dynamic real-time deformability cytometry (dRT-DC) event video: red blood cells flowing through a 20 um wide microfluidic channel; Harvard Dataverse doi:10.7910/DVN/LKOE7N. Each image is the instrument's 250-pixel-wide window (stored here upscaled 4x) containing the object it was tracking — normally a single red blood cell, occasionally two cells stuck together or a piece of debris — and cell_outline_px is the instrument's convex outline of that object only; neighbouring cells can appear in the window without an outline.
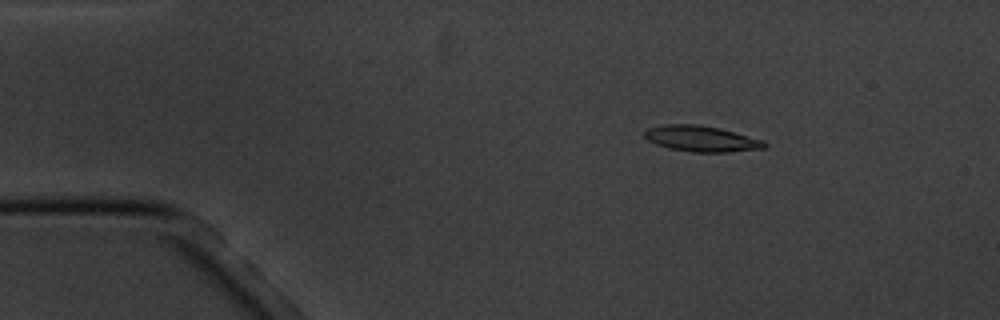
{"species": "common noctule bat (a hibernating species)", "species_latin": "Nyctalus noctula", "temperature_condition": "cold", "stored_images_in_passage": 6, "camera_frame_rate_fps": 3000, "um_per_image_px": 0.085, "animal": {"sex": "male", "body_mass_g": 20.1, "forearm_length_mm": 53.5}, "frame": {"image": 1, "passage_image": 3, "time_ms": 2.333, "image_size_px": [1000, 320], "cell_outline_px": [[768, 144], [764, 148], [728, 152], [692, 152], [668, 148], [656, 144], [648, 140], [644, 136], [644, 132], [648, 128], [664, 124], [696, 124], [720, 128], [764, 140]], "centroid_in_image_um": [59.61, 11.79], "position_along_channel_um": 25.4, "area_um2": 18.09}}